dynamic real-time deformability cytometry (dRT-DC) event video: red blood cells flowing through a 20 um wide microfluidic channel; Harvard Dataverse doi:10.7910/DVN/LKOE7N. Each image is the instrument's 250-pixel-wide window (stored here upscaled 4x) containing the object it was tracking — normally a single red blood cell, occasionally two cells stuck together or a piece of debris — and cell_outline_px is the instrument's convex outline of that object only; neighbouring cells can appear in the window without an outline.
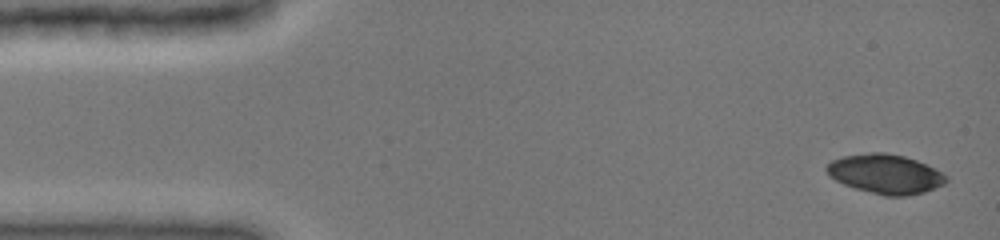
{"species": "common noctule bat (a hibernating species)", "species_latin": "Nyctalus noctula", "temperature_condition": "cold", "stored_images_in_passage": 48, "camera_frame_rate_fps": 3000, "um_per_image_px": 0.085, "animal": {"sex": "female", "body_mass_g": 19.0, "forearm_length_mm": 51.5}, "frame": {"image": 1, "passage_image": 1, "time_ms": 0.0, "image_size_px": [1000, 240], "cell_outline_px": [[948, 180], [944, 184], [924, 192], [908, 196], [884, 196], [856, 188], [844, 184], [836, 180], [824, 168], [832, 160], [844, 156], [872, 152], [884, 152], [904, 156], [916, 160], [936, 168], [948, 176]], "centroid_in_image_um": [75.3, 14.79], "position_along_channel_um": 9.7, "area_um2": 27.34}}
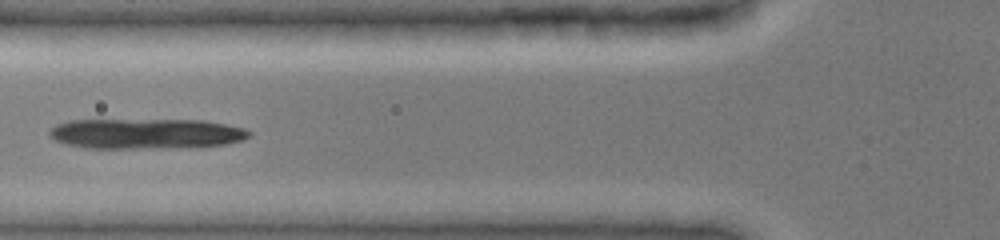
{"frame": {"image": 2, "passage_image": 22, "time_ms": 5.333, "image_size_px": [1000, 240], "cell_outline_px": [[252, 136], [240, 140], [224, 144], [164, 148], [84, 148], [68, 144], [56, 140], [48, 132], [56, 124], [68, 120], [204, 120], [244, 128], [252, 132]], "centroid_in_image_um": [12.4, 11.35], "position_along_channel_um": 113.4, "area_um2": 35.03}}
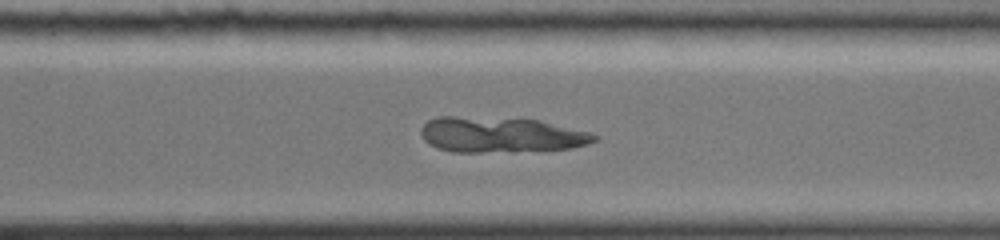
{"frame": {"image": 3, "passage_image": 36, "time_ms": 10.667, "image_size_px": [1000, 240], "cell_outline_px": [[596, 140], [588, 144], [572, 148], [480, 152], [452, 152], [436, 148], [428, 144], [424, 140], [420, 132], [420, 128], [428, 120], [436, 116], [456, 116], [540, 120], [592, 132], [596, 136]], "centroid_in_image_um": [42.52, 11.44], "position_along_channel_um": 328.1, "area_um2": 35.78}}